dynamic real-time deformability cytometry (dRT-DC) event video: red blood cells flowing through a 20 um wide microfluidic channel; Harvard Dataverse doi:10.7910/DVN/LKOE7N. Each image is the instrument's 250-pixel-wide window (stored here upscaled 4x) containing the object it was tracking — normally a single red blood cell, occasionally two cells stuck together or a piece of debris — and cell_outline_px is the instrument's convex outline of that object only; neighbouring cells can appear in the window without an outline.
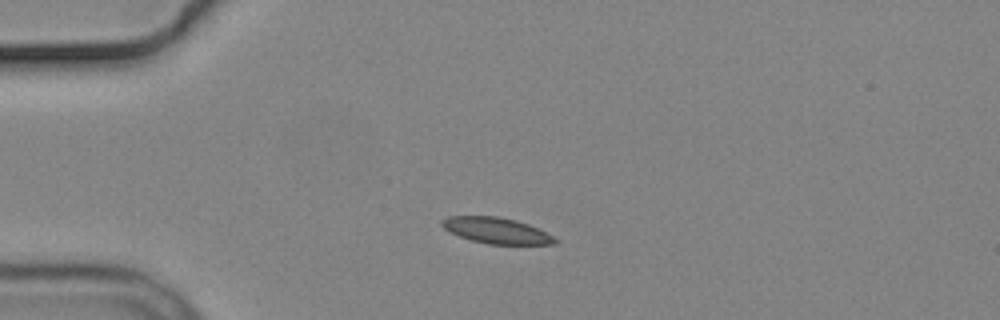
{"species": "common noctule bat (a hibernating species)", "species_latin": "Nyctalus noctula", "temperature_condition": "cold", "stored_images_in_passage": 5, "camera_frame_rate_fps": 3000, "um_per_image_px": 0.085, "animal": {"sex": "male", "body_mass_g": 19.2, "forearm_length_mm": 51.8}, "frame": {"image": 1, "passage_image": 3, "time_ms": 2.333, "image_size_px": [1000, 320], "cell_outline_px": [[560, 240], [556, 244], [488, 244], [472, 240], [460, 236], [444, 228], [440, 224], [440, 220], [448, 216], [496, 216], [516, 220], [528, 224]], "centroid_in_image_um": [42.19, 19.59], "position_along_channel_um": 42.8, "area_um2": 16.94}}
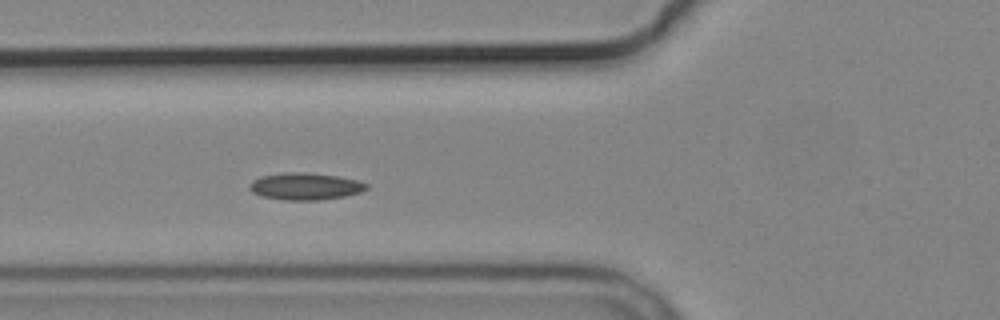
{"frame": {"image": 2, "passage_image": 5, "time_ms": 4.667, "image_size_px": [1000, 320], "cell_outline_px": [[368, 188], [360, 192], [344, 196], [320, 200], [284, 200], [260, 196], [252, 192], [248, 188], [248, 184], [252, 180], [260, 176], [284, 172], [304, 172], [336, 176], [356, 180], [368, 184]], "centroid_in_image_um": [25.88, 15.84], "position_along_channel_um": 99.9, "area_um2": 18.5}}